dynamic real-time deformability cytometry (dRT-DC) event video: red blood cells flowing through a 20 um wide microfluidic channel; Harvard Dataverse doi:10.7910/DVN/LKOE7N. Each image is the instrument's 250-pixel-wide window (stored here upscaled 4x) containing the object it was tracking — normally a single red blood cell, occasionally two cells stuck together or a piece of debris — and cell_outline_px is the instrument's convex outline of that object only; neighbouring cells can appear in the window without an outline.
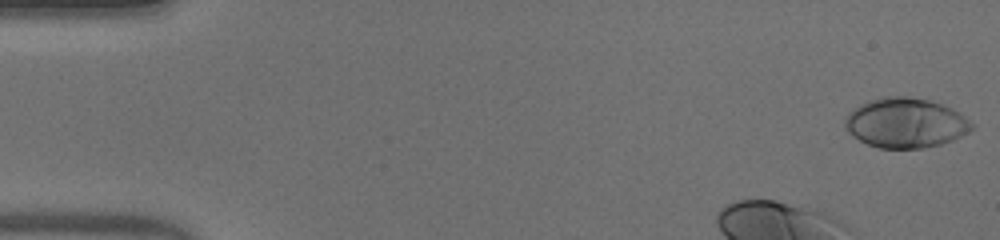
{"species": "human", "species_latin": "Homo sapiens", "temperature_condition": "warm", "stored_images_in_passage": 42, "camera_frame_rate_fps": 3000, "um_per_image_px": 0.085, "donor": {"sex": "male"}, "frame": {"image": 1, "passage_image": 1, "time_ms": 0.0, "image_size_px": [1000, 240], "cell_outline_px": [[972, 128], [968, 132], [952, 140], [940, 144], [924, 148], [880, 148], [868, 144], [852, 136], [848, 132], [844, 124], [844, 120], [848, 112], [852, 108], [868, 100], [884, 96], [908, 96], [932, 100], [952, 108], [964, 116], [972, 124]], "centroid_in_image_um": [76.93, 10.43], "position_along_channel_um": 8.1, "area_um2": 36.93}}
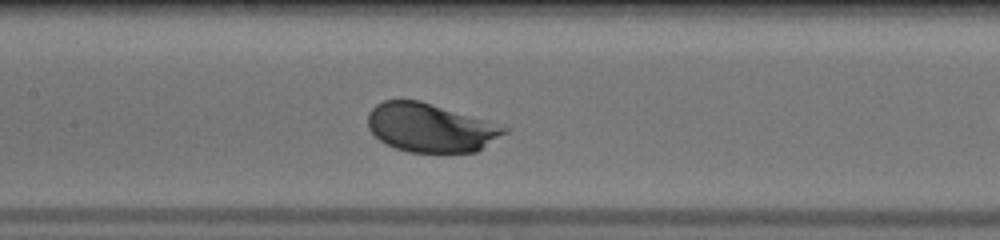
{"frame": {"image": 2, "passage_image": 21, "time_ms": 6.667, "image_size_px": [1000, 240], "cell_outline_px": [[508, 132], [476, 152], [408, 152], [384, 144], [368, 128], [368, 112], [376, 104], [384, 100], [420, 100], [508, 128]], "centroid_in_image_um": [36.54, 10.86], "position_along_channel_um": 170.9, "area_um2": 38.26}}
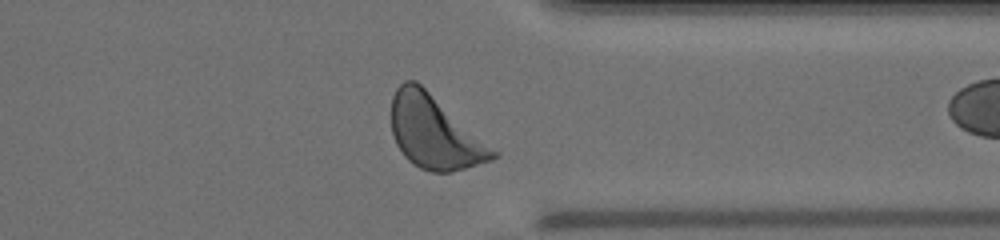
{"frame": {"image": 3, "passage_image": 37, "time_ms": 12.0, "image_size_px": [1000, 240], "cell_outline_px": [[500, 156], [492, 160], [452, 172], [432, 172], [420, 168], [412, 164], [404, 156], [396, 144], [392, 132], [392, 96], [396, 88], [404, 80], [416, 80], [500, 152]], "centroid_in_image_um": [36.96, 11.25], "position_along_channel_um": 374.4, "area_um2": 43.35}, "authors_computed_cell_mechanics": {"area_um2": 38.9861, "velocity_mm_per_s": 3.8773, "shape_relaxation_time_tau1_ms": 1.3692, "shape_relaxation_time_tau2_ms": null, "deformation_change_tau1": 0.111, "deformation_change_tau2": null}}